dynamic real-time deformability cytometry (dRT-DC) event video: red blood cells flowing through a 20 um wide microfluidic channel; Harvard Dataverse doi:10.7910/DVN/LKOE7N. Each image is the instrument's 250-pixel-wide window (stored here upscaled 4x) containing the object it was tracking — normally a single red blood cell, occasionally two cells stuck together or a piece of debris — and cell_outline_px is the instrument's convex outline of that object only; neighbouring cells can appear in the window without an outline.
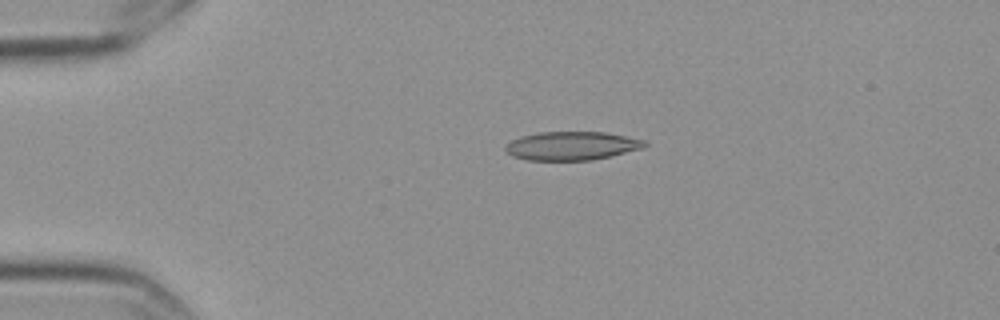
{"species": "Egyptian fruit bat (a non-hibernating species)", "species_latin": "Rousettus aegyptiacus", "temperature_condition": "cold", "stored_images_in_passage": 6, "camera_frame_rate_fps": 3000, "um_per_image_px": 0.085, "frame": {"image": 1, "passage_image": 4, "time_ms": 1.0, "image_size_px": [1000, 320], "cell_outline_px": [[648, 144], [644, 148], [592, 160], [528, 160], [512, 156], [504, 148], [512, 140], [520, 136], [540, 132], [604, 132], [648, 140]], "centroid_in_image_um": [48.64, 12.39], "position_along_channel_um": 36.4, "area_um2": 23.18}}
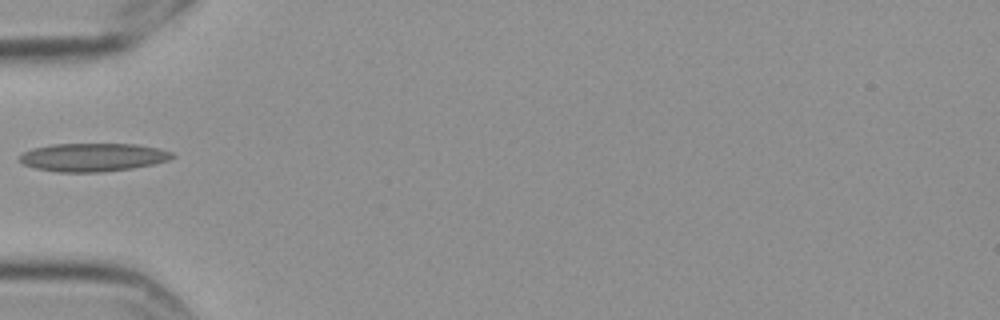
{"frame": {"image": 2, "passage_image": 6, "time_ms": 1.667, "image_size_px": [1000, 320], "cell_outline_px": [[176, 156], [168, 160], [152, 164], [132, 168], [100, 172], [56, 172], [36, 168], [24, 164], [20, 160], [20, 156], [24, 152], [32, 148], [52, 144], [136, 144], [160, 148], [172, 152]], "centroid_in_image_um": [7.92, 13.36], "position_along_channel_um": 77.1, "area_um2": 25.09}}